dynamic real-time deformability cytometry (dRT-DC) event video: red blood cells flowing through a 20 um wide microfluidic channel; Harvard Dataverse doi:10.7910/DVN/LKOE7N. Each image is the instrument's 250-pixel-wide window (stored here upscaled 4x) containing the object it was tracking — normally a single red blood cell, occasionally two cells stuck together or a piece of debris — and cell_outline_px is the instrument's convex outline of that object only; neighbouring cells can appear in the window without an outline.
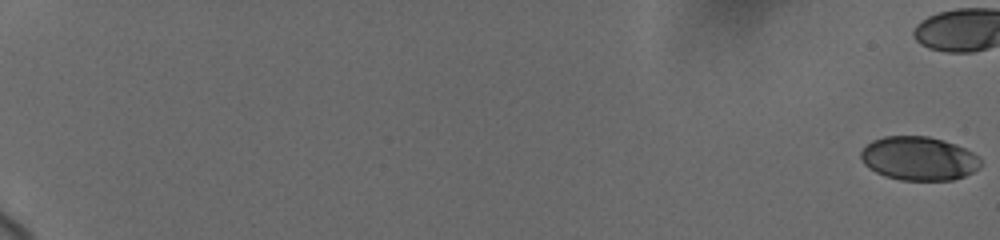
{"species": "human", "species_latin": "Homo sapiens", "temperature_condition": "cold", "stored_images_in_passage": 41, "camera_frame_rate_fps": 3000, "um_per_image_px": 0.085, "donor": {"sex": "female"}, "frame": {"image": 1, "passage_image": 1, "time_ms": 0.0, "image_size_px": [1000, 240], "cell_outline_px": [[980, 168], [964, 176], [952, 180], [900, 180], [884, 176], [868, 168], [864, 164], [860, 156], [860, 152], [872, 140], [884, 136], [928, 136], [944, 140], [956, 144], [972, 152], [980, 160]], "centroid_in_image_um": [78.08, 13.47], "position_along_channel_um": 6.9, "area_um2": 30.58}}
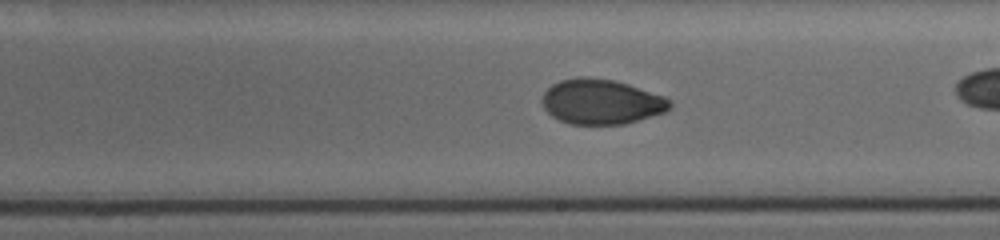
{"frame": {"image": 2, "passage_image": 30, "time_ms": 12.667, "image_size_px": [1000, 240], "cell_outline_px": [[672, 104], [664, 112], [624, 124], [568, 124], [552, 116], [544, 108], [540, 100], [544, 92], [552, 84], [560, 80], [580, 76], [588, 76], [612, 80], [628, 84], [664, 96], [672, 100]], "centroid_in_image_um": [51.07, 8.64], "position_along_channel_um": 237.9, "area_um2": 33.52}}